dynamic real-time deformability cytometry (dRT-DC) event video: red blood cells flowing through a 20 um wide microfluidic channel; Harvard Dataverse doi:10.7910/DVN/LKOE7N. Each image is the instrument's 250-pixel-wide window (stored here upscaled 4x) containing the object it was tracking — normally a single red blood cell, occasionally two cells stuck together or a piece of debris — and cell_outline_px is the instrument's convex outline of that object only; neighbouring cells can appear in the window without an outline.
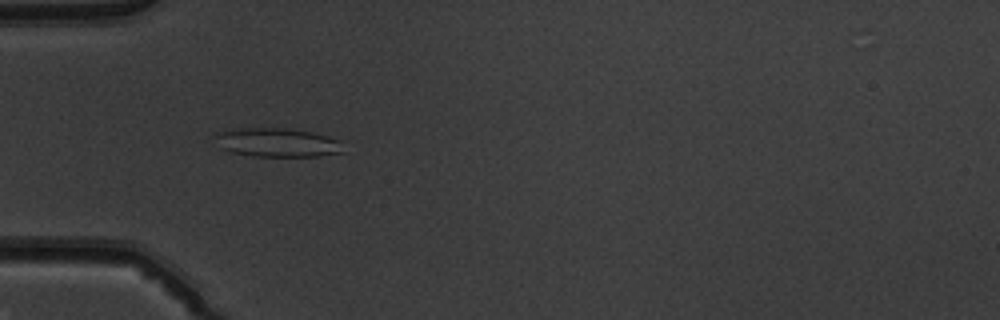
{"species": "common noctule bat (a hibernating species)", "species_latin": "Nyctalus noctula", "temperature_condition": "warm", "stored_images_in_passage": 51, "camera_frame_rate_fps": 3000, "um_per_image_px": 0.085, "animal": {"sex": "male", "body_mass_g": 19.5, "forearm_length_mm": 54.6}, "frame": {"image": 1, "passage_image": 16, "time_ms": 5.0, "image_size_px": [1000, 320], "cell_outline_px": [[344, 152], [320, 156], [252, 156], [232, 152], [220, 148], [216, 136], [220, 132], [232, 128], [288, 128], [312, 132], [328, 136], [340, 140]], "centroid_in_image_um": [23.6, 12.11], "position_along_channel_um": 61.4, "area_um2": 21.56}}
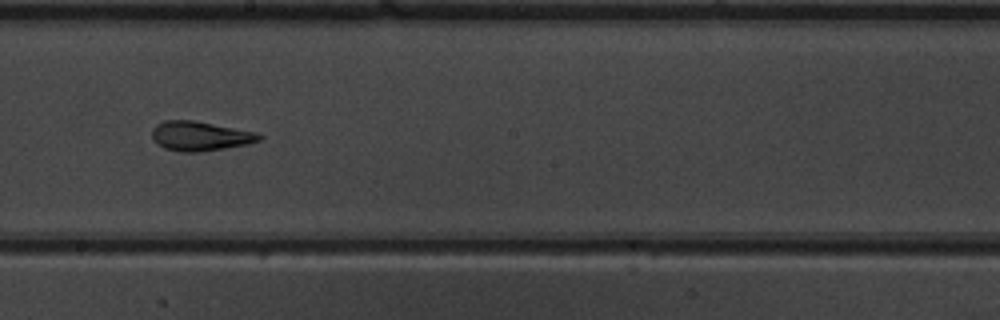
{"frame": {"image": 2, "passage_image": 29, "time_ms": 9.333, "image_size_px": [1000, 320], "cell_outline_px": [[264, 136], [260, 140], [248, 144], [224, 148], [196, 152], [180, 152], [164, 148], [156, 144], [152, 140], [152, 128], [156, 124], [164, 120], [192, 120], [256, 132]], "centroid_in_image_um": [16.97, 11.56], "position_along_channel_um": 231.2, "area_um2": 18.44}}
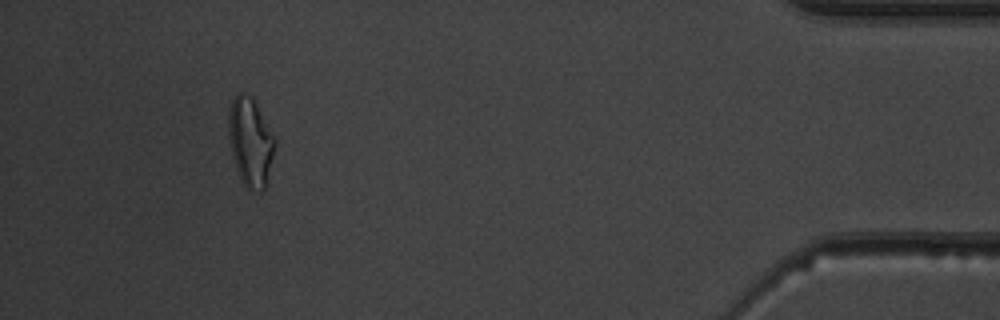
{"frame": {"image": 3, "passage_image": 47, "time_ms": 15.333, "image_size_px": [1000, 320], "cell_outline_px": [[276, 144], [268, 184], [264, 192], [248, 192], [236, 168], [228, 136], [228, 108], [232, 96], [236, 92], [240, 92], [252, 96], [276, 140]], "centroid_in_image_um": [21.29, 12.09], "position_along_channel_um": 413.9, "area_um2": 24.57}, "authors_computed_cell_mechanics": {"area_um2": 20.23, "velocity_mm_per_s": 4.0107, "shape_relaxation_time_tau1_ms": null, "shape_relaxation_time_tau2_ms": 2.509, "deformation_change_tau1": null, "deformation_change_tau2": 0.1165}}